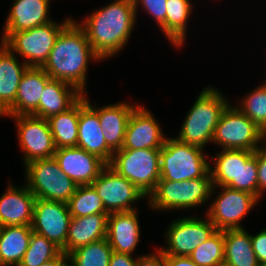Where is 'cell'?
Returning <instances> with one entry per match:
<instances>
[{
	"label": "cell",
	"instance_id": "obj_35",
	"mask_svg": "<svg viewBox=\"0 0 266 266\" xmlns=\"http://www.w3.org/2000/svg\"><path fill=\"white\" fill-rule=\"evenodd\" d=\"M237 190L258 199V168L254 151L238 150Z\"/></svg>",
	"mask_w": 266,
	"mask_h": 266
},
{
	"label": "cell",
	"instance_id": "obj_27",
	"mask_svg": "<svg viewBox=\"0 0 266 266\" xmlns=\"http://www.w3.org/2000/svg\"><path fill=\"white\" fill-rule=\"evenodd\" d=\"M223 266H259L251 235L244 228L225 229Z\"/></svg>",
	"mask_w": 266,
	"mask_h": 266
},
{
	"label": "cell",
	"instance_id": "obj_18",
	"mask_svg": "<svg viewBox=\"0 0 266 266\" xmlns=\"http://www.w3.org/2000/svg\"><path fill=\"white\" fill-rule=\"evenodd\" d=\"M50 80L42 67H28L20 80L14 104L2 116L32 115Z\"/></svg>",
	"mask_w": 266,
	"mask_h": 266
},
{
	"label": "cell",
	"instance_id": "obj_5",
	"mask_svg": "<svg viewBox=\"0 0 266 266\" xmlns=\"http://www.w3.org/2000/svg\"><path fill=\"white\" fill-rule=\"evenodd\" d=\"M203 148L166 138L160 150V179L186 181L204 177L210 171Z\"/></svg>",
	"mask_w": 266,
	"mask_h": 266
},
{
	"label": "cell",
	"instance_id": "obj_17",
	"mask_svg": "<svg viewBox=\"0 0 266 266\" xmlns=\"http://www.w3.org/2000/svg\"><path fill=\"white\" fill-rule=\"evenodd\" d=\"M87 95L79 99V122L77 147L95 154L106 164L113 157V151L107 146L98 114L87 104Z\"/></svg>",
	"mask_w": 266,
	"mask_h": 266
},
{
	"label": "cell",
	"instance_id": "obj_6",
	"mask_svg": "<svg viewBox=\"0 0 266 266\" xmlns=\"http://www.w3.org/2000/svg\"><path fill=\"white\" fill-rule=\"evenodd\" d=\"M160 150L120 149L108 165L148 198L160 180Z\"/></svg>",
	"mask_w": 266,
	"mask_h": 266
},
{
	"label": "cell",
	"instance_id": "obj_42",
	"mask_svg": "<svg viewBox=\"0 0 266 266\" xmlns=\"http://www.w3.org/2000/svg\"><path fill=\"white\" fill-rule=\"evenodd\" d=\"M166 266H198L189 256L164 255Z\"/></svg>",
	"mask_w": 266,
	"mask_h": 266
},
{
	"label": "cell",
	"instance_id": "obj_19",
	"mask_svg": "<svg viewBox=\"0 0 266 266\" xmlns=\"http://www.w3.org/2000/svg\"><path fill=\"white\" fill-rule=\"evenodd\" d=\"M7 191L0 197V227L1 226H31L35 196L28 189L9 185Z\"/></svg>",
	"mask_w": 266,
	"mask_h": 266
},
{
	"label": "cell",
	"instance_id": "obj_44",
	"mask_svg": "<svg viewBox=\"0 0 266 266\" xmlns=\"http://www.w3.org/2000/svg\"><path fill=\"white\" fill-rule=\"evenodd\" d=\"M64 266H72L71 264H69V262H67Z\"/></svg>",
	"mask_w": 266,
	"mask_h": 266
},
{
	"label": "cell",
	"instance_id": "obj_39",
	"mask_svg": "<svg viewBox=\"0 0 266 266\" xmlns=\"http://www.w3.org/2000/svg\"><path fill=\"white\" fill-rule=\"evenodd\" d=\"M252 248L259 264H266V230L251 235Z\"/></svg>",
	"mask_w": 266,
	"mask_h": 266
},
{
	"label": "cell",
	"instance_id": "obj_20",
	"mask_svg": "<svg viewBox=\"0 0 266 266\" xmlns=\"http://www.w3.org/2000/svg\"><path fill=\"white\" fill-rule=\"evenodd\" d=\"M137 210L112 212L107 217V240L114 252L130 254L140 240Z\"/></svg>",
	"mask_w": 266,
	"mask_h": 266
},
{
	"label": "cell",
	"instance_id": "obj_28",
	"mask_svg": "<svg viewBox=\"0 0 266 266\" xmlns=\"http://www.w3.org/2000/svg\"><path fill=\"white\" fill-rule=\"evenodd\" d=\"M56 149L77 147L79 100L67 111L47 119Z\"/></svg>",
	"mask_w": 266,
	"mask_h": 266
},
{
	"label": "cell",
	"instance_id": "obj_4",
	"mask_svg": "<svg viewBox=\"0 0 266 266\" xmlns=\"http://www.w3.org/2000/svg\"><path fill=\"white\" fill-rule=\"evenodd\" d=\"M214 191L210 171L204 177L181 182L160 179L148 202L150 208L160 211L194 208L208 201Z\"/></svg>",
	"mask_w": 266,
	"mask_h": 266
},
{
	"label": "cell",
	"instance_id": "obj_26",
	"mask_svg": "<svg viewBox=\"0 0 266 266\" xmlns=\"http://www.w3.org/2000/svg\"><path fill=\"white\" fill-rule=\"evenodd\" d=\"M32 227H0V266H18L28 249Z\"/></svg>",
	"mask_w": 266,
	"mask_h": 266
},
{
	"label": "cell",
	"instance_id": "obj_8",
	"mask_svg": "<svg viewBox=\"0 0 266 266\" xmlns=\"http://www.w3.org/2000/svg\"><path fill=\"white\" fill-rule=\"evenodd\" d=\"M72 20L68 18L58 24L51 21L25 31L11 33L2 43L13 53L25 58L24 63L29 67H42L55 45L60 31ZM28 60V61H27Z\"/></svg>",
	"mask_w": 266,
	"mask_h": 266
},
{
	"label": "cell",
	"instance_id": "obj_1",
	"mask_svg": "<svg viewBox=\"0 0 266 266\" xmlns=\"http://www.w3.org/2000/svg\"><path fill=\"white\" fill-rule=\"evenodd\" d=\"M101 61L94 53L85 31L73 19L60 31L42 68L51 77L75 86L86 94L89 60Z\"/></svg>",
	"mask_w": 266,
	"mask_h": 266
},
{
	"label": "cell",
	"instance_id": "obj_7",
	"mask_svg": "<svg viewBox=\"0 0 266 266\" xmlns=\"http://www.w3.org/2000/svg\"><path fill=\"white\" fill-rule=\"evenodd\" d=\"M26 185L36 199L68 203L77 185L62 172L54 157L25 165Z\"/></svg>",
	"mask_w": 266,
	"mask_h": 266
},
{
	"label": "cell",
	"instance_id": "obj_11",
	"mask_svg": "<svg viewBox=\"0 0 266 266\" xmlns=\"http://www.w3.org/2000/svg\"><path fill=\"white\" fill-rule=\"evenodd\" d=\"M17 125L24 164L53 157L56 147L47 119L33 115L10 116Z\"/></svg>",
	"mask_w": 266,
	"mask_h": 266
},
{
	"label": "cell",
	"instance_id": "obj_24",
	"mask_svg": "<svg viewBox=\"0 0 266 266\" xmlns=\"http://www.w3.org/2000/svg\"><path fill=\"white\" fill-rule=\"evenodd\" d=\"M0 45L1 116L14 104L20 80L29 66L24 62L21 65L15 54L4 43L1 42Z\"/></svg>",
	"mask_w": 266,
	"mask_h": 266
},
{
	"label": "cell",
	"instance_id": "obj_30",
	"mask_svg": "<svg viewBox=\"0 0 266 266\" xmlns=\"http://www.w3.org/2000/svg\"><path fill=\"white\" fill-rule=\"evenodd\" d=\"M113 249L107 238L81 246L68 254L72 266H109Z\"/></svg>",
	"mask_w": 266,
	"mask_h": 266
},
{
	"label": "cell",
	"instance_id": "obj_13",
	"mask_svg": "<svg viewBox=\"0 0 266 266\" xmlns=\"http://www.w3.org/2000/svg\"><path fill=\"white\" fill-rule=\"evenodd\" d=\"M222 191L209 206L207 217L217 230L242 228L240 221L258 202V199L245 191L228 186H218Z\"/></svg>",
	"mask_w": 266,
	"mask_h": 266
},
{
	"label": "cell",
	"instance_id": "obj_41",
	"mask_svg": "<svg viewBox=\"0 0 266 266\" xmlns=\"http://www.w3.org/2000/svg\"><path fill=\"white\" fill-rule=\"evenodd\" d=\"M137 259H133V256L130 254L112 252L110 257L109 266H136Z\"/></svg>",
	"mask_w": 266,
	"mask_h": 266
},
{
	"label": "cell",
	"instance_id": "obj_2",
	"mask_svg": "<svg viewBox=\"0 0 266 266\" xmlns=\"http://www.w3.org/2000/svg\"><path fill=\"white\" fill-rule=\"evenodd\" d=\"M136 13L133 0H115L92 12L83 24L94 53L104 60L116 55L129 41Z\"/></svg>",
	"mask_w": 266,
	"mask_h": 266
},
{
	"label": "cell",
	"instance_id": "obj_33",
	"mask_svg": "<svg viewBox=\"0 0 266 266\" xmlns=\"http://www.w3.org/2000/svg\"><path fill=\"white\" fill-rule=\"evenodd\" d=\"M224 252V233L223 230H217L209 239L200 243L189 258L198 266H223Z\"/></svg>",
	"mask_w": 266,
	"mask_h": 266
},
{
	"label": "cell",
	"instance_id": "obj_14",
	"mask_svg": "<svg viewBox=\"0 0 266 266\" xmlns=\"http://www.w3.org/2000/svg\"><path fill=\"white\" fill-rule=\"evenodd\" d=\"M71 219L67 203L35 199L32 231L45 236L64 253Z\"/></svg>",
	"mask_w": 266,
	"mask_h": 266
},
{
	"label": "cell",
	"instance_id": "obj_21",
	"mask_svg": "<svg viewBox=\"0 0 266 266\" xmlns=\"http://www.w3.org/2000/svg\"><path fill=\"white\" fill-rule=\"evenodd\" d=\"M50 0H15L4 26L3 42L11 33L47 24Z\"/></svg>",
	"mask_w": 266,
	"mask_h": 266
},
{
	"label": "cell",
	"instance_id": "obj_3",
	"mask_svg": "<svg viewBox=\"0 0 266 266\" xmlns=\"http://www.w3.org/2000/svg\"><path fill=\"white\" fill-rule=\"evenodd\" d=\"M228 103L215 87L203 89L188 111L176 139L205 148L207 143L212 142L216 125Z\"/></svg>",
	"mask_w": 266,
	"mask_h": 266
},
{
	"label": "cell",
	"instance_id": "obj_10",
	"mask_svg": "<svg viewBox=\"0 0 266 266\" xmlns=\"http://www.w3.org/2000/svg\"><path fill=\"white\" fill-rule=\"evenodd\" d=\"M217 231L207 217H183L171 222L167 229V247L159 249L164 255L189 256L202 242Z\"/></svg>",
	"mask_w": 266,
	"mask_h": 266
},
{
	"label": "cell",
	"instance_id": "obj_37",
	"mask_svg": "<svg viewBox=\"0 0 266 266\" xmlns=\"http://www.w3.org/2000/svg\"><path fill=\"white\" fill-rule=\"evenodd\" d=\"M135 5V13L137 16V9L139 3L142 4V8L146 12H149L155 19L158 26L162 29L165 34V19H166V3L167 0H133Z\"/></svg>",
	"mask_w": 266,
	"mask_h": 266
},
{
	"label": "cell",
	"instance_id": "obj_29",
	"mask_svg": "<svg viewBox=\"0 0 266 266\" xmlns=\"http://www.w3.org/2000/svg\"><path fill=\"white\" fill-rule=\"evenodd\" d=\"M192 4L190 0H167L165 35L175 47L182 46L185 41Z\"/></svg>",
	"mask_w": 266,
	"mask_h": 266
},
{
	"label": "cell",
	"instance_id": "obj_34",
	"mask_svg": "<svg viewBox=\"0 0 266 266\" xmlns=\"http://www.w3.org/2000/svg\"><path fill=\"white\" fill-rule=\"evenodd\" d=\"M61 252L62 250L45 236L32 231L28 249L18 266H40Z\"/></svg>",
	"mask_w": 266,
	"mask_h": 266
},
{
	"label": "cell",
	"instance_id": "obj_12",
	"mask_svg": "<svg viewBox=\"0 0 266 266\" xmlns=\"http://www.w3.org/2000/svg\"><path fill=\"white\" fill-rule=\"evenodd\" d=\"M91 185L102 199L108 213L134 211L131 203L146 198L132 182L119 175L108 164Z\"/></svg>",
	"mask_w": 266,
	"mask_h": 266
},
{
	"label": "cell",
	"instance_id": "obj_43",
	"mask_svg": "<svg viewBox=\"0 0 266 266\" xmlns=\"http://www.w3.org/2000/svg\"><path fill=\"white\" fill-rule=\"evenodd\" d=\"M68 262V255L61 252L57 257L43 263L40 266H64Z\"/></svg>",
	"mask_w": 266,
	"mask_h": 266
},
{
	"label": "cell",
	"instance_id": "obj_38",
	"mask_svg": "<svg viewBox=\"0 0 266 266\" xmlns=\"http://www.w3.org/2000/svg\"><path fill=\"white\" fill-rule=\"evenodd\" d=\"M258 168V200L261 193L266 190V146H261L254 151Z\"/></svg>",
	"mask_w": 266,
	"mask_h": 266
},
{
	"label": "cell",
	"instance_id": "obj_23",
	"mask_svg": "<svg viewBox=\"0 0 266 266\" xmlns=\"http://www.w3.org/2000/svg\"><path fill=\"white\" fill-rule=\"evenodd\" d=\"M83 95L75 86L61 80L51 79L42 91L39 106L32 115L48 119L67 111Z\"/></svg>",
	"mask_w": 266,
	"mask_h": 266
},
{
	"label": "cell",
	"instance_id": "obj_31",
	"mask_svg": "<svg viewBox=\"0 0 266 266\" xmlns=\"http://www.w3.org/2000/svg\"><path fill=\"white\" fill-rule=\"evenodd\" d=\"M67 204L70 215L73 218L85 217L96 213L109 214L92 185H78Z\"/></svg>",
	"mask_w": 266,
	"mask_h": 266
},
{
	"label": "cell",
	"instance_id": "obj_32",
	"mask_svg": "<svg viewBox=\"0 0 266 266\" xmlns=\"http://www.w3.org/2000/svg\"><path fill=\"white\" fill-rule=\"evenodd\" d=\"M213 162L215 166H210L213 186H228L237 190L238 150L222 149Z\"/></svg>",
	"mask_w": 266,
	"mask_h": 266
},
{
	"label": "cell",
	"instance_id": "obj_36",
	"mask_svg": "<svg viewBox=\"0 0 266 266\" xmlns=\"http://www.w3.org/2000/svg\"><path fill=\"white\" fill-rule=\"evenodd\" d=\"M237 107L266 134V85L246 95Z\"/></svg>",
	"mask_w": 266,
	"mask_h": 266
},
{
	"label": "cell",
	"instance_id": "obj_15",
	"mask_svg": "<svg viewBox=\"0 0 266 266\" xmlns=\"http://www.w3.org/2000/svg\"><path fill=\"white\" fill-rule=\"evenodd\" d=\"M54 159L64 174L78 185H91L107 165L102 159L79 147L56 149Z\"/></svg>",
	"mask_w": 266,
	"mask_h": 266
},
{
	"label": "cell",
	"instance_id": "obj_16",
	"mask_svg": "<svg viewBox=\"0 0 266 266\" xmlns=\"http://www.w3.org/2000/svg\"><path fill=\"white\" fill-rule=\"evenodd\" d=\"M165 140L153 115L137 105L129 117L122 149H161Z\"/></svg>",
	"mask_w": 266,
	"mask_h": 266
},
{
	"label": "cell",
	"instance_id": "obj_22",
	"mask_svg": "<svg viewBox=\"0 0 266 266\" xmlns=\"http://www.w3.org/2000/svg\"><path fill=\"white\" fill-rule=\"evenodd\" d=\"M87 104L98 114L107 146L113 151L122 149L126 127L130 115L137 107L126 102L110 104L102 108L93 107L87 99Z\"/></svg>",
	"mask_w": 266,
	"mask_h": 266
},
{
	"label": "cell",
	"instance_id": "obj_40",
	"mask_svg": "<svg viewBox=\"0 0 266 266\" xmlns=\"http://www.w3.org/2000/svg\"><path fill=\"white\" fill-rule=\"evenodd\" d=\"M156 253L157 254L140 256L137 260L136 266H166L164 261V254L159 249Z\"/></svg>",
	"mask_w": 266,
	"mask_h": 266
},
{
	"label": "cell",
	"instance_id": "obj_9",
	"mask_svg": "<svg viewBox=\"0 0 266 266\" xmlns=\"http://www.w3.org/2000/svg\"><path fill=\"white\" fill-rule=\"evenodd\" d=\"M229 104L222 112L212 142L223 149L255 151L266 142V134L237 106Z\"/></svg>",
	"mask_w": 266,
	"mask_h": 266
},
{
	"label": "cell",
	"instance_id": "obj_25",
	"mask_svg": "<svg viewBox=\"0 0 266 266\" xmlns=\"http://www.w3.org/2000/svg\"><path fill=\"white\" fill-rule=\"evenodd\" d=\"M108 214H92L85 217H75L69 224L65 245V254L81 246L107 238Z\"/></svg>",
	"mask_w": 266,
	"mask_h": 266
}]
</instances>
